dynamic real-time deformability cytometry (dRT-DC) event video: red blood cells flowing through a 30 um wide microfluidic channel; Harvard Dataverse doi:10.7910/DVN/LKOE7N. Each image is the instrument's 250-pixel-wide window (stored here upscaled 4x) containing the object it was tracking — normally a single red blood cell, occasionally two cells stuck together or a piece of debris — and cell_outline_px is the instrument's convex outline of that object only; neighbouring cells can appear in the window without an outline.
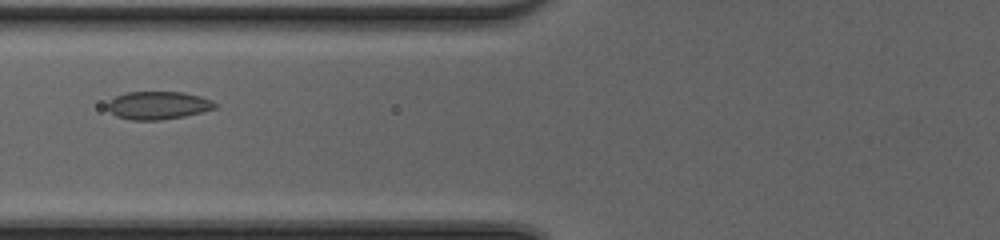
{"species": "common noctule bat (a hibernating species)", "species_latin": "Nyctalus noctula", "temperature_condition": "cold", "stored_images_in_passage": 39, "camera_frame_rate_fps": 3000, "um_per_image_px": 0.085, "animal": {"sex": "female", "body_mass_g": 20.0, "forearm_length_mm": 54.0}, "frame": {"image": 1, "passage_image": 11, "time_ms": 3.333, "image_size_px": [1000, 240], "cell_outline_px": [[216, 108], [184, 116], [160, 120], [132, 120], [116, 116], [108, 108], [108, 104], [116, 96], [128, 92], [184, 92], [200, 96], [212, 100], [216, 104]], "centroid_in_image_um": [13.46, 8.95], "position_along_channel_um": 112.3, "area_um2": 17.28}}
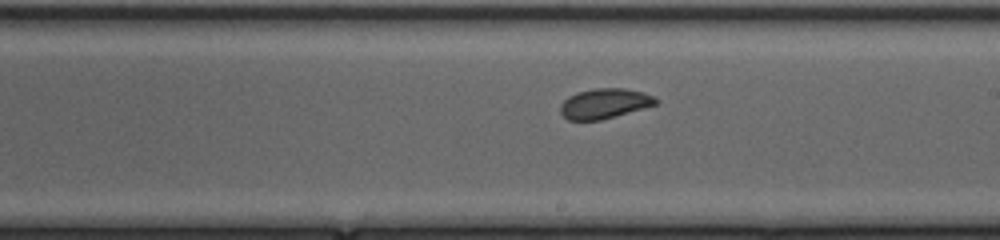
{"frame": {"image": 2, "passage_image": 20, "time_ms": 6.333, "image_size_px": [1000, 240], "cell_outline_px": [[660, 100], [656, 104], [600, 120], [568, 120], [560, 112], [560, 104], [568, 96], [576, 92], [592, 88], [624, 88], [644, 92]], "centroid_in_image_um": [51.35, 8.78], "position_along_channel_um": 237.7, "area_um2": 16.65}}
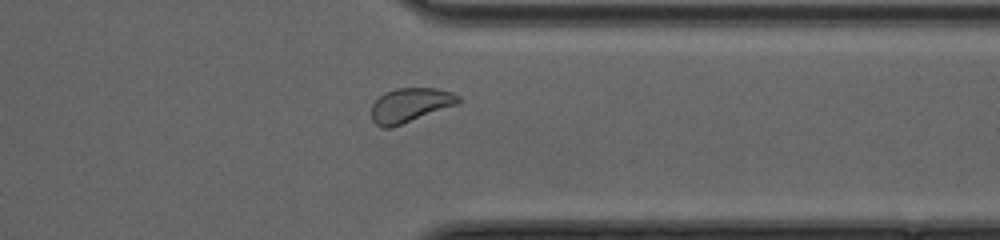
{"frame": {"image": 3, "passage_image": 30, "time_ms": 9.667, "image_size_px": [1000, 240], "cell_outline_px": [[464, 100], [460, 104], [392, 128], [384, 128], [376, 124], [372, 120], [372, 104], [384, 92], [396, 88], [436, 88], [452, 92], [460, 96]], "centroid_in_image_um": [34.92, 8.94], "position_along_channel_um": 376.5, "area_um2": 17.74}, "authors_computed_cell_mechanics": {"area_um2": 17.6868, "velocity_mm_per_s": 4.1832, "shape_relaxation_time_tau1_ms": 3.0887, "shape_relaxation_time_tau2_ms": 0.7019, "deformation_change_tau1": 0.0759, "deformation_change_tau2": 0.0546}}